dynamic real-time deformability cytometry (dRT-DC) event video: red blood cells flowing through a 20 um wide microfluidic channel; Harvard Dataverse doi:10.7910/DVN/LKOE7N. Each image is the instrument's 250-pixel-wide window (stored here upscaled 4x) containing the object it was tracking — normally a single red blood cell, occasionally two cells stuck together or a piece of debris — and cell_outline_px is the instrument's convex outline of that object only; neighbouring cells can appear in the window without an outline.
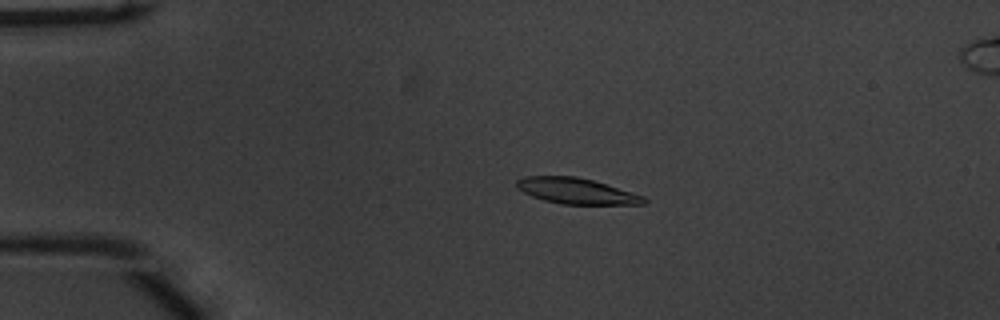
{"species": "common noctule bat (a hibernating species)", "species_latin": "Nyctalus noctula", "temperature_condition": "warm", "stored_images_in_passage": 54, "camera_frame_rate_fps": 3000, "um_per_image_px": 0.085, "animal": {"sex": "male", "body_mass_g": 20.1, "forearm_length_mm": 53.5}, "frame": {"image": 1, "passage_image": 12, "time_ms": 3.667, "image_size_px": [1000, 320], "cell_outline_px": [[648, 200], [644, 204], [560, 204], [544, 200], [532, 196], [516, 188], [516, 180], [524, 176], [576, 176], [592, 180], [632, 192], [644, 196]], "centroid_in_image_um": [48.97, 16.23], "position_along_channel_um": 36.0, "area_um2": 19.07}}
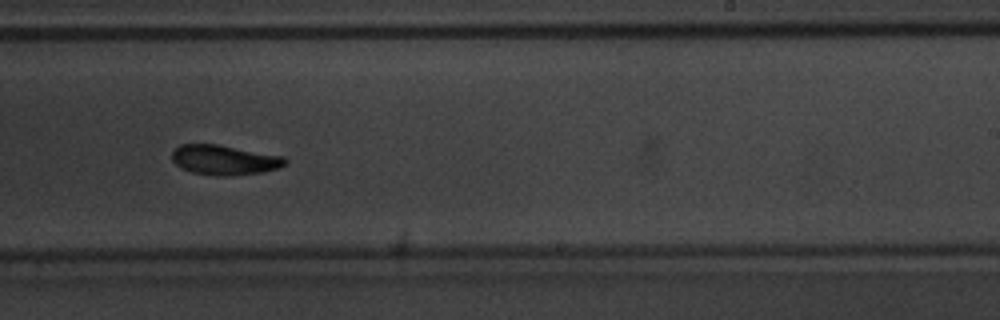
{"frame": {"image": 2, "passage_image": 34, "time_ms": 11.0, "image_size_px": [1000, 320], "cell_outline_px": [[288, 160], [284, 164], [276, 168], [264, 172], [228, 176], [216, 176], [192, 172], [180, 168], [172, 160], [172, 152], [180, 144], [220, 144], [284, 156]], "centroid_in_image_um": [19.06, 13.59], "position_along_channel_um": 269.9, "area_um2": 19.83}}
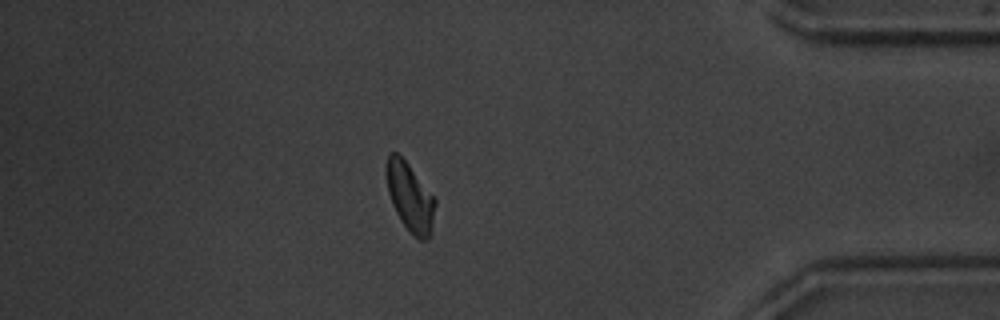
{"frame": {"image": 3, "passage_image": 47, "time_ms": 15.333, "image_size_px": [1000, 320], "cell_outline_px": [[436, 204], [432, 232], [428, 240], [420, 240], [400, 220], [392, 204], [388, 192], [384, 172], [384, 164], [388, 152], [396, 152], [408, 164], [436, 200]], "centroid_in_image_um": [34.82, 16.72], "position_along_channel_um": 400.4, "area_um2": 19.59}, "authors_computed_cell_mechanics": {"area_um2": 19.5942, "velocity_mm_per_s": 3.7851, "shape_relaxation_time_tau1_ms": 2.9728, "shape_relaxation_time_tau2_ms": 6.6818, "deformation_change_tau1": 0.132, "deformation_change_tau2": 0.1287}}